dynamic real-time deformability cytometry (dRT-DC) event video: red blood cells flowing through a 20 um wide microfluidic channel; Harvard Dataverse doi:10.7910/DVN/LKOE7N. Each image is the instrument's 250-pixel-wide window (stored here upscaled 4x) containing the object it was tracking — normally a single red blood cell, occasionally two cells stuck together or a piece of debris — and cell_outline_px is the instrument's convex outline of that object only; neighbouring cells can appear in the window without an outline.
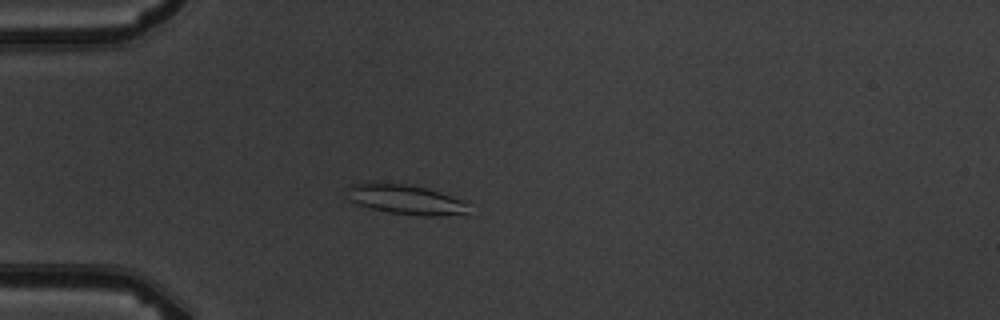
{"species": "common noctule bat (a hibernating species)", "species_latin": "Nyctalus noctula", "temperature_condition": "warm", "stored_images_in_passage": 4, "camera_frame_rate_fps": 3000, "um_per_image_px": 0.085, "animal": {"sex": "male", "body_mass_g": 19.5, "forearm_length_mm": 54.6}, "frame": {"image": 1, "passage_image": 4, "time_ms": 4.333, "image_size_px": [1000, 320], "cell_outline_px": [[468, 212], [440, 216], [420, 216], [388, 212], [372, 208], [348, 200], [344, 188], [348, 184], [368, 180], [408, 184], [440, 192], [468, 200]], "centroid_in_image_um": [34.4, 16.91], "position_along_channel_um": 50.6, "area_um2": 21.85}}